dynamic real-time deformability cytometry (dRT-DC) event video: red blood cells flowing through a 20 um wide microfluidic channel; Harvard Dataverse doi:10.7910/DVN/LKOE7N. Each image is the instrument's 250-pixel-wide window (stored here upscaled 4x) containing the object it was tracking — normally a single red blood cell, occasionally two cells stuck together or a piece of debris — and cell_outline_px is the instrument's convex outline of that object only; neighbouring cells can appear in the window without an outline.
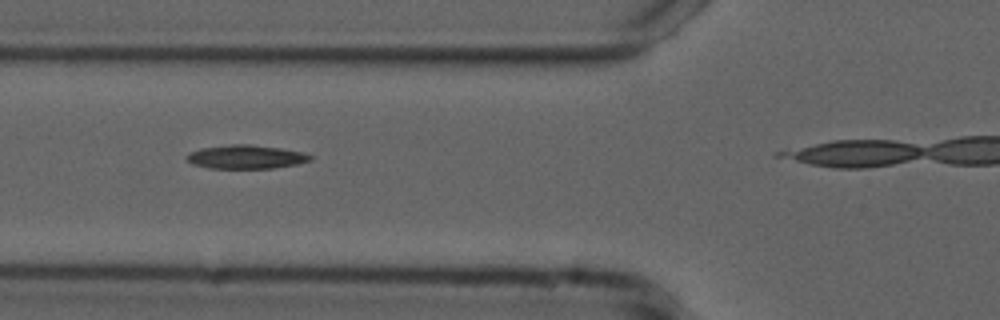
{"species": "common noctule bat (a hibernating species)", "species_latin": "Nyctalus noctula", "temperature_condition": "cold", "stored_images_in_passage": 11, "camera_frame_rate_fps": 3000, "um_per_image_px": 0.085, "animal": {"sex": "male", "forearm_length_mm": 52.5}, "frame": {"image": 1, "passage_image": 4, "time_ms": 1.0, "image_size_px": [1000, 320], "cell_outline_px": [[312, 160], [296, 164], [272, 168], [212, 168], [192, 164], [184, 156], [188, 152], [200, 148], [232, 144], [248, 144], [280, 148], [300, 152], [312, 156]], "centroid_in_image_um": [20.85, 13.33], "position_along_channel_um": 104.9, "area_um2": 16.94}}
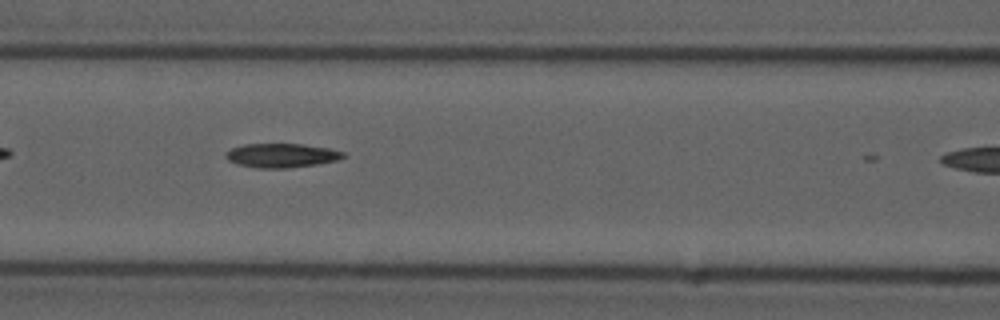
{"frame": {"image": 2, "passage_image": 7, "time_ms": 2.0, "image_size_px": [1000, 320], "cell_outline_px": [[344, 156], [336, 160], [316, 164], [288, 168], [256, 168], [240, 164], [228, 160], [224, 156], [224, 152], [232, 148], [244, 144], [300, 144], [328, 148], [344, 152]], "centroid_in_image_um": [23.88, 13.21], "position_along_channel_um": 142.7, "area_um2": 16.3}}
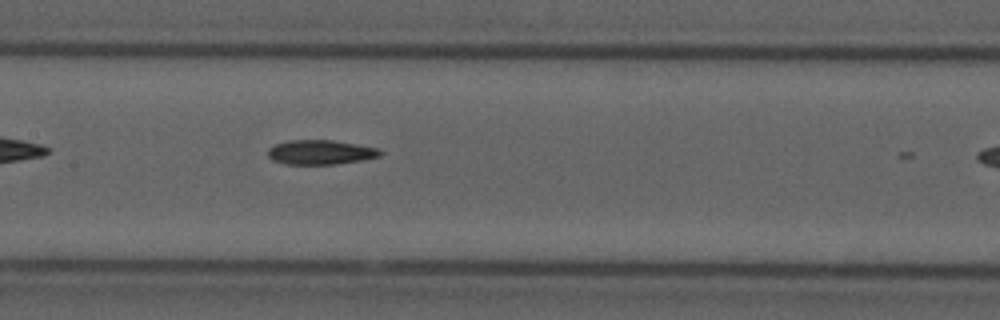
{"frame": {"image": 3, "passage_image": 10, "time_ms": 3.0, "image_size_px": [1000, 320], "cell_outline_px": [[384, 152], [380, 156], [364, 160], [336, 164], [284, 164], [272, 160], [268, 156], [268, 148], [276, 144], [288, 140], [332, 140], [380, 148]], "centroid_in_image_um": [27.27, 12.94], "position_along_channel_um": 180.1, "area_um2": 16.18}}